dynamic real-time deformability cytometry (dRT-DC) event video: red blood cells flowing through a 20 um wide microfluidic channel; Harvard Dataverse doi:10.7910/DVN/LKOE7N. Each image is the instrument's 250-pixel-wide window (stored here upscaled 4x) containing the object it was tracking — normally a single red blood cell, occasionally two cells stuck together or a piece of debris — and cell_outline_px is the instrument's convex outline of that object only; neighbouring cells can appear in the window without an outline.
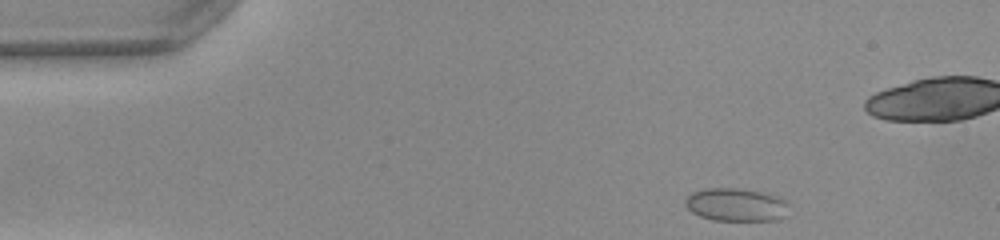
{"species": "common noctule bat (a hibernating species)", "species_latin": "Nyctalus noctula", "temperature_condition": "warm", "stored_images_in_passage": 37, "camera_frame_rate_fps": 3000, "um_per_image_px": 0.085, "animal": {"sex": "female", "body_mass_g": 22.0, "forearm_length_mm": 56.7}, "frame": {"image": 1, "passage_image": 2, "time_ms": 0.333, "image_size_px": [1000, 240], "cell_outline_px": [[788, 216], [780, 220], [712, 220], [700, 216], [692, 212], [684, 204], [684, 200], [692, 192], [708, 188], [736, 188], [760, 192], [780, 196], [788, 204]], "centroid_in_image_um": [62.6, 17.41], "position_along_channel_um": 22.4, "area_um2": 20.11}}
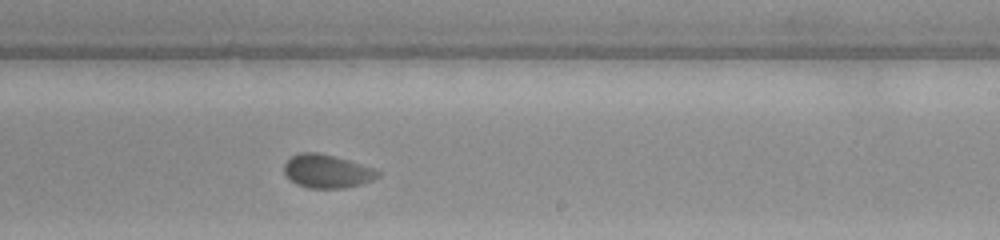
{"frame": {"image": 2, "passage_image": 26, "time_ms": 8.333, "image_size_px": [1000, 240], "cell_outline_px": [[380, 176], [364, 184], [344, 188], [308, 188], [296, 184], [284, 172], [284, 164], [292, 156], [300, 152], [316, 152], [336, 156], [376, 168], [380, 172]], "centroid_in_image_um": [27.84, 14.55], "position_along_channel_um": 261.2, "area_um2": 18.44}}
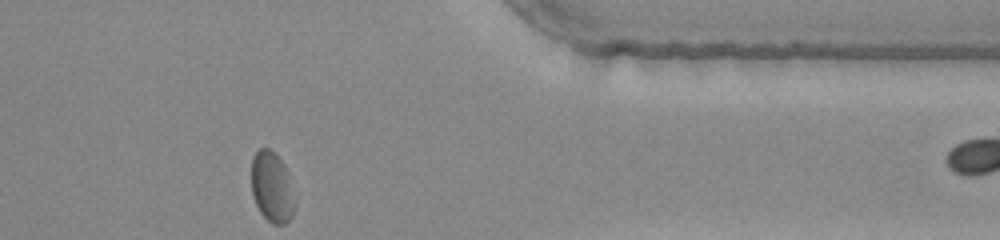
{"frame": {"image": 3, "passage_image": 37, "time_ms": 12.0, "image_size_px": [1000, 240], "cell_outline_px": [[296, 204], [292, 216], [284, 224], [272, 224], [260, 212], [252, 196], [252, 156], [260, 148], [268, 148], [284, 164]], "centroid_in_image_um": [23.1, 15.93], "position_along_channel_um": 388.3, "area_um2": 17.57}, "authors_computed_cell_mechanics": {"area_um2": 18.6116, "velocity_mm_per_s": 3.9768, "shape_relaxation_time_tau1_ms": 3.1732, "shape_relaxation_time_tau2_ms": null, "deformation_change_tau1": 0.0849, "deformation_change_tau2": null}}